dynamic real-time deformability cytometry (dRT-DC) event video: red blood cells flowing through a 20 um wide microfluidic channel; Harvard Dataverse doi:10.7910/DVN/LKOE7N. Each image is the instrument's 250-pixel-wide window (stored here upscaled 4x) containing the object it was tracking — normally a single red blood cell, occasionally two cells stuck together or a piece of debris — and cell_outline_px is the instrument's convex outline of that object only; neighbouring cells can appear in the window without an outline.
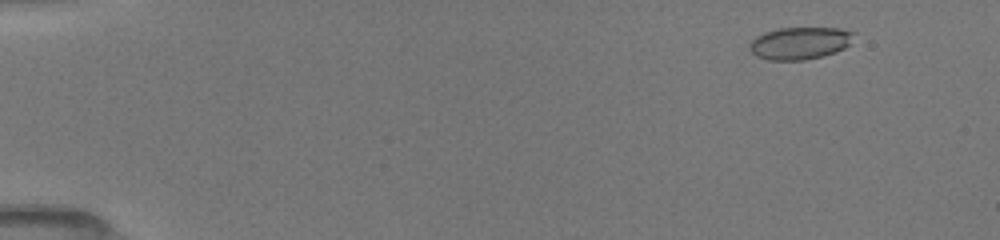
{"species": "common noctule bat (a hibernating species)", "species_latin": "Nyctalus noctula", "temperature_condition": "room temperature", "stored_images_in_passage": 20, "camera_frame_rate_fps": 3000, "um_per_image_px": 0.085, "animal": {"sex": "female", "body_mass_g": 19.5, "forearm_length_mm": 54.1}, "frame": {"image": 1, "passage_image": 6, "time_ms": 1.667, "image_size_px": [1000, 240], "cell_outline_px": [[856, 32], [848, 44], [844, 48], [836, 52], [824, 56], [804, 60], [768, 60], [756, 56], [748, 48], [748, 44], [756, 36], [764, 32], [780, 28], [840, 28]], "centroid_in_image_um": [67.97, 3.67], "position_along_channel_um": 17.0, "area_um2": 19.77}}
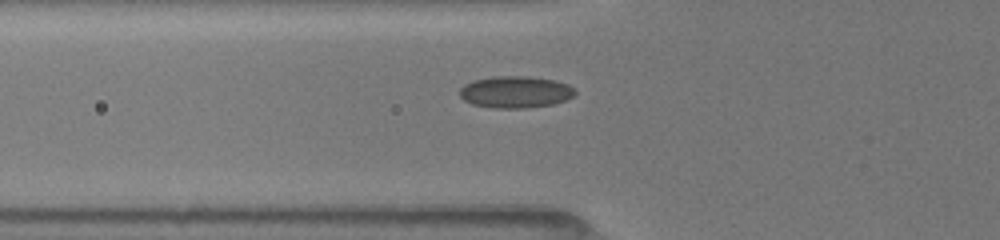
{"frame": {"image": 2, "passage_image": 18, "time_ms": 5.667, "image_size_px": [1000, 240], "cell_outline_px": [[576, 92], [572, 96], [564, 100], [552, 104], [524, 108], [492, 108], [472, 104], [464, 100], [460, 96], [460, 88], [464, 84], [476, 80], [496, 76], [528, 76], [556, 80], [568, 84], [576, 88]], "centroid_in_image_um": [43.82, 7.81], "position_along_channel_um": 82.0, "area_um2": 21.39}}
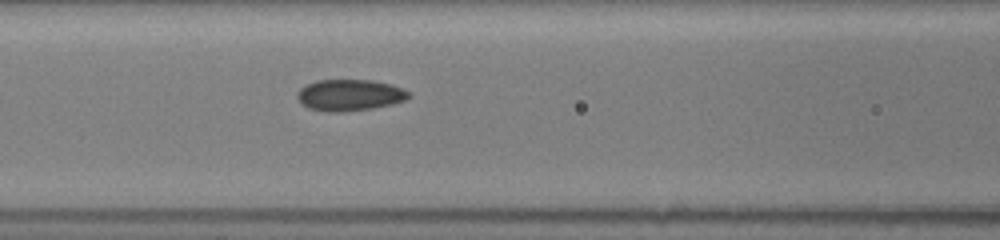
{"frame": {"image": 3, "passage_image": 20, "time_ms": 6.333, "image_size_px": [1000, 240], "cell_outline_px": [[412, 96], [404, 100], [392, 104], [372, 108], [340, 112], [324, 112], [308, 108], [300, 104], [296, 96], [296, 92], [300, 88], [316, 80], [372, 80], [392, 84], [404, 88]], "centroid_in_image_um": [29.69, 8.08], "position_along_channel_um": 136.9, "area_um2": 20.63}}